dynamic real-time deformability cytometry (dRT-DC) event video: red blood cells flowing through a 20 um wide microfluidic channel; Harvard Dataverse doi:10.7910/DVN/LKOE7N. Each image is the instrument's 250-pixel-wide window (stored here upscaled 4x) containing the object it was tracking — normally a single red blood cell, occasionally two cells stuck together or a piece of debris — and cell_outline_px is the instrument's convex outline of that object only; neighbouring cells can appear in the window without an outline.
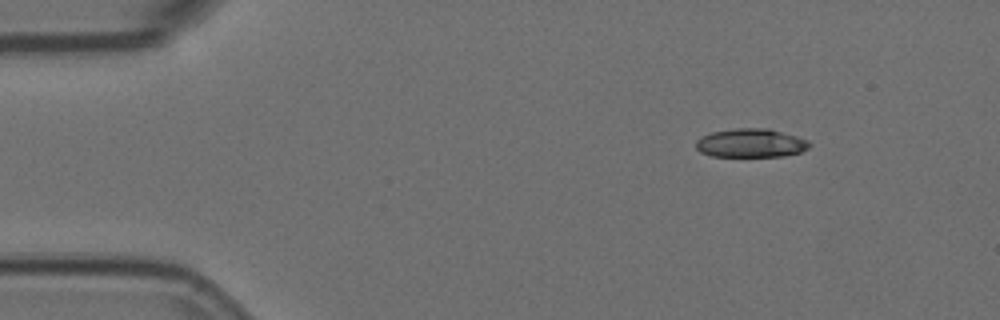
{"species": "Egyptian fruit bat (a non-hibernating species)", "species_latin": "Rousettus aegyptiacus", "temperature_condition": "room temperature", "stored_images_in_passage": 4, "camera_frame_rate_fps": 3000, "um_per_image_px": 0.085, "animal": {"sex": "female"}, "frame": {"image": 1, "passage_image": 1, "time_ms": 0.0, "image_size_px": [1000, 320], "cell_outline_px": [[812, 144], [808, 148], [800, 152], [784, 156], [712, 156], [700, 152], [696, 148], [696, 140], [712, 132], [736, 128], [768, 128], [796, 136], [808, 140]], "centroid_in_image_um": [63.84, 12.16], "position_along_channel_um": 21.2, "area_um2": 18.9}}